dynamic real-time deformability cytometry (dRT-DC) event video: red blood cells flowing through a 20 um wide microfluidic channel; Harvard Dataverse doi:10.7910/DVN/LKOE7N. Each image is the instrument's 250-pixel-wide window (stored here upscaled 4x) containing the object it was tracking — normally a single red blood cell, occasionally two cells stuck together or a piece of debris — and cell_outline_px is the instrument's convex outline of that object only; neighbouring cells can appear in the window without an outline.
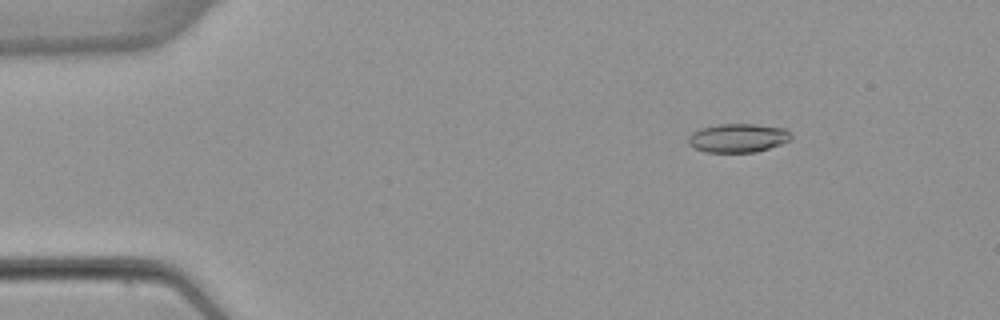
{"species": "common noctule bat (a hibernating species)", "species_latin": "Nyctalus noctula", "temperature_condition": "warm", "stored_images_in_passage": 4, "camera_frame_rate_fps": 3000, "um_per_image_px": 0.085, "animal": {"sex": "female", "body_mass_g": 22.7, "forearm_length_mm": 54.2}, "frame": {"image": 1, "passage_image": 2, "time_ms": 2.0, "image_size_px": [1000, 320], "cell_outline_px": [[792, 140], [756, 152], [704, 152], [688, 144], [688, 136], [692, 132], [700, 128], [716, 124], [756, 124], [784, 128], [792, 136]], "centroid_in_image_um": [62.71, 11.72], "position_along_channel_um": 22.3, "area_um2": 17.28}}
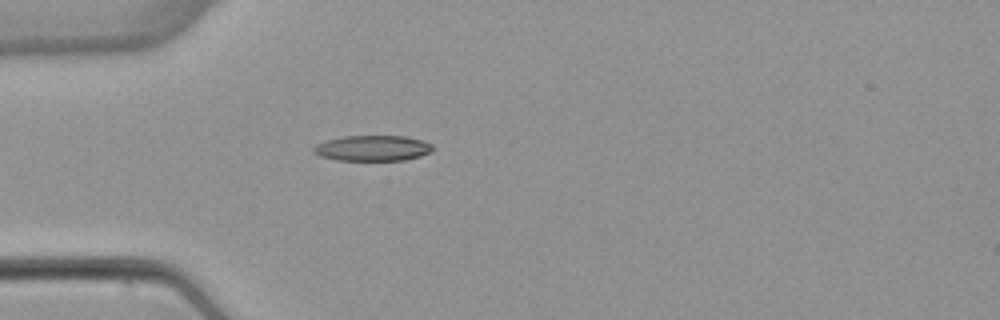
{"frame": {"image": 2, "passage_image": 4, "time_ms": 4.667, "image_size_px": [1000, 320], "cell_outline_px": [[436, 148], [432, 152], [420, 156], [404, 160], [336, 160], [320, 156], [312, 152], [312, 148], [316, 144], [328, 140], [344, 136], [404, 136], [424, 140], [432, 144]], "centroid_in_image_um": [31.71, 12.59], "position_along_channel_um": 53.3, "area_um2": 17.92}}